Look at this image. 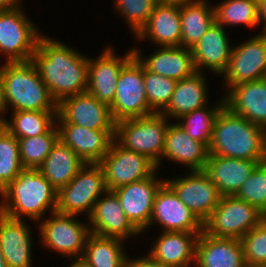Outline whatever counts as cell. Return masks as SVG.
Instances as JSON below:
<instances>
[{
    "label": "cell",
    "mask_w": 266,
    "mask_h": 267,
    "mask_svg": "<svg viewBox=\"0 0 266 267\" xmlns=\"http://www.w3.org/2000/svg\"><path fill=\"white\" fill-rule=\"evenodd\" d=\"M127 267H168L155 260L150 254L145 258L127 259Z\"/></svg>",
    "instance_id": "42"
},
{
    "label": "cell",
    "mask_w": 266,
    "mask_h": 267,
    "mask_svg": "<svg viewBox=\"0 0 266 267\" xmlns=\"http://www.w3.org/2000/svg\"><path fill=\"white\" fill-rule=\"evenodd\" d=\"M109 107L115 122L154 114L146 97L143 65L135 56L122 67L114 100Z\"/></svg>",
    "instance_id": "7"
},
{
    "label": "cell",
    "mask_w": 266,
    "mask_h": 267,
    "mask_svg": "<svg viewBox=\"0 0 266 267\" xmlns=\"http://www.w3.org/2000/svg\"><path fill=\"white\" fill-rule=\"evenodd\" d=\"M181 46L192 48L215 23L214 7L197 0L180 5Z\"/></svg>",
    "instance_id": "31"
},
{
    "label": "cell",
    "mask_w": 266,
    "mask_h": 267,
    "mask_svg": "<svg viewBox=\"0 0 266 267\" xmlns=\"http://www.w3.org/2000/svg\"><path fill=\"white\" fill-rule=\"evenodd\" d=\"M258 13H259V21L260 24L264 20L265 25H264V30L261 33L266 34V0H258Z\"/></svg>",
    "instance_id": "43"
},
{
    "label": "cell",
    "mask_w": 266,
    "mask_h": 267,
    "mask_svg": "<svg viewBox=\"0 0 266 267\" xmlns=\"http://www.w3.org/2000/svg\"><path fill=\"white\" fill-rule=\"evenodd\" d=\"M41 222L39 231L44 246L61 252L63 256L82 258L90 228L74 219L75 215L53 212Z\"/></svg>",
    "instance_id": "12"
},
{
    "label": "cell",
    "mask_w": 266,
    "mask_h": 267,
    "mask_svg": "<svg viewBox=\"0 0 266 267\" xmlns=\"http://www.w3.org/2000/svg\"><path fill=\"white\" fill-rule=\"evenodd\" d=\"M159 222L164 232H202L203 223L178 198L175 191L165 182L158 190L150 219Z\"/></svg>",
    "instance_id": "16"
},
{
    "label": "cell",
    "mask_w": 266,
    "mask_h": 267,
    "mask_svg": "<svg viewBox=\"0 0 266 267\" xmlns=\"http://www.w3.org/2000/svg\"><path fill=\"white\" fill-rule=\"evenodd\" d=\"M143 78L149 108L154 113H161L168 106L177 81L152 73L144 66Z\"/></svg>",
    "instance_id": "38"
},
{
    "label": "cell",
    "mask_w": 266,
    "mask_h": 267,
    "mask_svg": "<svg viewBox=\"0 0 266 267\" xmlns=\"http://www.w3.org/2000/svg\"><path fill=\"white\" fill-rule=\"evenodd\" d=\"M104 197L95 202L88 218L92 224L90 233L120 240L140 234L141 232L125 215L116 194L107 190Z\"/></svg>",
    "instance_id": "19"
},
{
    "label": "cell",
    "mask_w": 266,
    "mask_h": 267,
    "mask_svg": "<svg viewBox=\"0 0 266 267\" xmlns=\"http://www.w3.org/2000/svg\"><path fill=\"white\" fill-rule=\"evenodd\" d=\"M259 161L209 155L204 172L217 186L221 196H235Z\"/></svg>",
    "instance_id": "21"
},
{
    "label": "cell",
    "mask_w": 266,
    "mask_h": 267,
    "mask_svg": "<svg viewBox=\"0 0 266 267\" xmlns=\"http://www.w3.org/2000/svg\"><path fill=\"white\" fill-rule=\"evenodd\" d=\"M158 3H162V4H178V5H182V4H186V3H191L197 0H157Z\"/></svg>",
    "instance_id": "45"
},
{
    "label": "cell",
    "mask_w": 266,
    "mask_h": 267,
    "mask_svg": "<svg viewBox=\"0 0 266 267\" xmlns=\"http://www.w3.org/2000/svg\"><path fill=\"white\" fill-rule=\"evenodd\" d=\"M134 56L133 50L117 58L108 47L96 60H88L87 92L110 106L114 100L116 85L122 67Z\"/></svg>",
    "instance_id": "17"
},
{
    "label": "cell",
    "mask_w": 266,
    "mask_h": 267,
    "mask_svg": "<svg viewBox=\"0 0 266 267\" xmlns=\"http://www.w3.org/2000/svg\"><path fill=\"white\" fill-rule=\"evenodd\" d=\"M84 164L68 145L58 139L38 169L58 192L73 180Z\"/></svg>",
    "instance_id": "29"
},
{
    "label": "cell",
    "mask_w": 266,
    "mask_h": 267,
    "mask_svg": "<svg viewBox=\"0 0 266 267\" xmlns=\"http://www.w3.org/2000/svg\"><path fill=\"white\" fill-rule=\"evenodd\" d=\"M264 218L262 212L244 200L236 196H222L218 206L203 223V231L213 237L240 240Z\"/></svg>",
    "instance_id": "6"
},
{
    "label": "cell",
    "mask_w": 266,
    "mask_h": 267,
    "mask_svg": "<svg viewBox=\"0 0 266 267\" xmlns=\"http://www.w3.org/2000/svg\"><path fill=\"white\" fill-rule=\"evenodd\" d=\"M116 10L126 18L130 28L137 35L147 24L151 13L158 4L157 0H115Z\"/></svg>",
    "instance_id": "40"
},
{
    "label": "cell",
    "mask_w": 266,
    "mask_h": 267,
    "mask_svg": "<svg viewBox=\"0 0 266 267\" xmlns=\"http://www.w3.org/2000/svg\"><path fill=\"white\" fill-rule=\"evenodd\" d=\"M31 235L22 219L0 211V249L8 267H31Z\"/></svg>",
    "instance_id": "24"
},
{
    "label": "cell",
    "mask_w": 266,
    "mask_h": 267,
    "mask_svg": "<svg viewBox=\"0 0 266 267\" xmlns=\"http://www.w3.org/2000/svg\"><path fill=\"white\" fill-rule=\"evenodd\" d=\"M216 108L208 110L206 106L196 109L179 118L178 124L186 131L191 139L204 143L208 148L212 141L215 118L220 109L225 105V100Z\"/></svg>",
    "instance_id": "37"
},
{
    "label": "cell",
    "mask_w": 266,
    "mask_h": 267,
    "mask_svg": "<svg viewBox=\"0 0 266 267\" xmlns=\"http://www.w3.org/2000/svg\"><path fill=\"white\" fill-rule=\"evenodd\" d=\"M266 215V166L259 163L235 195Z\"/></svg>",
    "instance_id": "39"
},
{
    "label": "cell",
    "mask_w": 266,
    "mask_h": 267,
    "mask_svg": "<svg viewBox=\"0 0 266 267\" xmlns=\"http://www.w3.org/2000/svg\"><path fill=\"white\" fill-rule=\"evenodd\" d=\"M104 172L108 191L151 177L157 170L156 164L147 156L124 149L116 140L106 156L98 163Z\"/></svg>",
    "instance_id": "10"
},
{
    "label": "cell",
    "mask_w": 266,
    "mask_h": 267,
    "mask_svg": "<svg viewBox=\"0 0 266 267\" xmlns=\"http://www.w3.org/2000/svg\"><path fill=\"white\" fill-rule=\"evenodd\" d=\"M154 176L155 174L147 179L118 187L113 191L125 215L140 232L150 226L155 196L166 182L165 180L159 181Z\"/></svg>",
    "instance_id": "15"
},
{
    "label": "cell",
    "mask_w": 266,
    "mask_h": 267,
    "mask_svg": "<svg viewBox=\"0 0 266 267\" xmlns=\"http://www.w3.org/2000/svg\"><path fill=\"white\" fill-rule=\"evenodd\" d=\"M23 169L18 139L0 123V193Z\"/></svg>",
    "instance_id": "36"
},
{
    "label": "cell",
    "mask_w": 266,
    "mask_h": 267,
    "mask_svg": "<svg viewBox=\"0 0 266 267\" xmlns=\"http://www.w3.org/2000/svg\"><path fill=\"white\" fill-rule=\"evenodd\" d=\"M240 242L245 263L266 265V218L245 234Z\"/></svg>",
    "instance_id": "41"
},
{
    "label": "cell",
    "mask_w": 266,
    "mask_h": 267,
    "mask_svg": "<svg viewBox=\"0 0 266 267\" xmlns=\"http://www.w3.org/2000/svg\"><path fill=\"white\" fill-rule=\"evenodd\" d=\"M0 68L2 112L10 104L14 111H57V102L39 77L31 60L7 62Z\"/></svg>",
    "instance_id": "3"
},
{
    "label": "cell",
    "mask_w": 266,
    "mask_h": 267,
    "mask_svg": "<svg viewBox=\"0 0 266 267\" xmlns=\"http://www.w3.org/2000/svg\"><path fill=\"white\" fill-rule=\"evenodd\" d=\"M224 74V80L232 86L263 79L266 76V34L261 33L233 47Z\"/></svg>",
    "instance_id": "13"
},
{
    "label": "cell",
    "mask_w": 266,
    "mask_h": 267,
    "mask_svg": "<svg viewBox=\"0 0 266 267\" xmlns=\"http://www.w3.org/2000/svg\"><path fill=\"white\" fill-rule=\"evenodd\" d=\"M139 52L133 49L134 56L146 70L166 78L180 81L196 72L190 48L183 46L161 47V49L157 52L155 51L153 55L144 60Z\"/></svg>",
    "instance_id": "23"
},
{
    "label": "cell",
    "mask_w": 266,
    "mask_h": 267,
    "mask_svg": "<svg viewBox=\"0 0 266 267\" xmlns=\"http://www.w3.org/2000/svg\"><path fill=\"white\" fill-rule=\"evenodd\" d=\"M57 193L39 169L24 168L0 193L4 199L0 211L15 219L25 215L39 220L47 208H51V213L56 211Z\"/></svg>",
    "instance_id": "4"
},
{
    "label": "cell",
    "mask_w": 266,
    "mask_h": 267,
    "mask_svg": "<svg viewBox=\"0 0 266 267\" xmlns=\"http://www.w3.org/2000/svg\"><path fill=\"white\" fill-rule=\"evenodd\" d=\"M168 126L161 113L125 119L116 122L114 138L124 149L147 156L158 168Z\"/></svg>",
    "instance_id": "5"
},
{
    "label": "cell",
    "mask_w": 266,
    "mask_h": 267,
    "mask_svg": "<svg viewBox=\"0 0 266 267\" xmlns=\"http://www.w3.org/2000/svg\"><path fill=\"white\" fill-rule=\"evenodd\" d=\"M0 267H8L6 260L4 259V256L0 249Z\"/></svg>",
    "instance_id": "47"
},
{
    "label": "cell",
    "mask_w": 266,
    "mask_h": 267,
    "mask_svg": "<svg viewBox=\"0 0 266 267\" xmlns=\"http://www.w3.org/2000/svg\"><path fill=\"white\" fill-rule=\"evenodd\" d=\"M195 263L198 267H243L240 240L213 237L202 231L197 239Z\"/></svg>",
    "instance_id": "22"
},
{
    "label": "cell",
    "mask_w": 266,
    "mask_h": 267,
    "mask_svg": "<svg viewBox=\"0 0 266 267\" xmlns=\"http://www.w3.org/2000/svg\"><path fill=\"white\" fill-rule=\"evenodd\" d=\"M209 155L263 163L266 159V129L233 113L224 105L214 121Z\"/></svg>",
    "instance_id": "2"
},
{
    "label": "cell",
    "mask_w": 266,
    "mask_h": 267,
    "mask_svg": "<svg viewBox=\"0 0 266 267\" xmlns=\"http://www.w3.org/2000/svg\"><path fill=\"white\" fill-rule=\"evenodd\" d=\"M200 73L195 72L192 76L177 81L168 106L161 112L167 120L169 116L180 118L207 104V87Z\"/></svg>",
    "instance_id": "30"
},
{
    "label": "cell",
    "mask_w": 266,
    "mask_h": 267,
    "mask_svg": "<svg viewBox=\"0 0 266 267\" xmlns=\"http://www.w3.org/2000/svg\"><path fill=\"white\" fill-rule=\"evenodd\" d=\"M88 58L59 41L41 36L31 58L57 104L87 91Z\"/></svg>",
    "instance_id": "1"
},
{
    "label": "cell",
    "mask_w": 266,
    "mask_h": 267,
    "mask_svg": "<svg viewBox=\"0 0 266 267\" xmlns=\"http://www.w3.org/2000/svg\"><path fill=\"white\" fill-rule=\"evenodd\" d=\"M70 267H90L83 259L77 258Z\"/></svg>",
    "instance_id": "46"
},
{
    "label": "cell",
    "mask_w": 266,
    "mask_h": 267,
    "mask_svg": "<svg viewBox=\"0 0 266 267\" xmlns=\"http://www.w3.org/2000/svg\"><path fill=\"white\" fill-rule=\"evenodd\" d=\"M243 267H266V265L248 264L245 263Z\"/></svg>",
    "instance_id": "48"
},
{
    "label": "cell",
    "mask_w": 266,
    "mask_h": 267,
    "mask_svg": "<svg viewBox=\"0 0 266 267\" xmlns=\"http://www.w3.org/2000/svg\"><path fill=\"white\" fill-rule=\"evenodd\" d=\"M178 198L204 223L221 199L217 186L204 171H191L184 178L166 180Z\"/></svg>",
    "instance_id": "14"
},
{
    "label": "cell",
    "mask_w": 266,
    "mask_h": 267,
    "mask_svg": "<svg viewBox=\"0 0 266 267\" xmlns=\"http://www.w3.org/2000/svg\"><path fill=\"white\" fill-rule=\"evenodd\" d=\"M122 242L123 240L117 238L90 233L81 259L90 267H127Z\"/></svg>",
    "instance_id": "32"
},
{
    "label": "cell",
    "mask_w": 266,
    "mask_h": 267,
    "mask_svg": "<svg viewBox=\"0 0 266 267\" xmlns=\"http://www.w3.org/2000/svg\"><path fill=\"white\" fill-rule=\"evenodd\" d=\"M19 1L20 0H0V10L19 8Z\"/></svg>",
    "instance_id": "44"
},
{
    "label": "cell",
    "mask_w": 266,
    "mask_h": 267,
    "mask_svg": "<svg viewBox=\"0 0 266 267\" xmlns=\"http://www.w3.org/2000/svg\"><path fill=\"white\" fill-rule=\"evenodd\" d=\"M57 111H13L12 120L0 123L17 139L48 133L56 124Z\"/></svg>",
    "instance_id": "33"
},
{
    "label": "cell",
    "mask_w": 266,
    "mask_h": 267,
    "mask_svg": "<svg viewBox=\"0 0 266 267\" xmlns=\"http://www.w3.org/2000/svg\"><path fill=\"white\" fill-rule=\"evenodd\" d=\"M162 156L190 167L191 171H204L209 157V148L191 139L178 124H170L166 130Z\"/></svg>",
    "instance_id": "26"
},
{
    "label": "cell",
    "mask_w": 266,
    "mask_h": 267,
    "mask_svg": "<svg viewBox=\"0 0 266 267\" xmlns=\"http://www.w3.org/2000/svg\"><path fill=\"white\" fill-rule=\"evenodd\" d=\"M57 128L59 139L85 164H98L115 140V131L93 130L75 124H58Z\"/></svg>",
    "instance_id": "18"
},
{
    "label": "cell",
    "mask_w": 266,
    "mask_h": 267,
    "mask_svg": "<svg viewBox=\"0 0 266 267\" xmlns=\"http://www.w3.org/2000/svg\"><path fill=\"white\" fill-rule=\"evenodd\" d=\"M19 8L0 10V52L7 62L31 60L41 37Z\"/></svg>",
    "instance_id": "9"
},
{
    "label": "cell",
    "mask_w": 266,
    "mask_h": 267,
    "mask_svg": "<svg viewBox=\"0 0 266 267\" xmlns=\"http://www.w3.org/2000/svg\"><path fill=\"white\" fill-rule=\"evenodd\" d=\"M59 139L57 125L48 133L18 139L20 160L24 168L38 169Z\"/></svg>",
    "instance_id": "35"
},
{
    "label": "cell",
    "mask_w": 266,
    "mask_h": 267,
    "mask_svg": "<svg viewBox=\"0 0 266 267\" xmlns=\"http://www.w3.org/2000/svg\"><path fill=\"white\" fill-rule=\"evenodd\" d=\"M59 124H75L88 129L115 131L110 107L86 92L69 96L57 105Z\"/></svg>",
    "instance_id": "11"
},
{
    "label": "cell",
    "mask_w": 266,
    "mask_h": 267,
    "mask_svg": "<svg viewBox=\"0 0 266 267\" xmlns=\"http://www.w3.org/2000/svg\"><path fill=\"white\" fill-rule=\"evenodd\" d=\"M136 36L139 40L150 38L160 47L181 46L180 5L158 3Z\"/></svg>",
    "instance_id": "28"
},
{
    "label": "cell",
    "mask_w": 266,
    "mask_h": 267,
    "mask_svg": "<svg viewBox=\"0 0 266 267\" xmlns=\"http://www.w3.org/2000/svg\"><path fill=\"white\" fill-rule=\"evenodd\" d=\"M191 52L196 72H200V67L204 66L222 75L232 53L223 26L214 23L193 45Z\"/></svg>",
    "instance_id": "25"
},
{
    "label": "cell",
    "mask_w": 266,
    "mask_h": 267,
    "mask_svg": "<svg viewBox=\"0 0 266 267\" xmlns=\"http://www.w3.org/2000/svg\"><path fill=\"white\" fill-rule=\"evenodd\" d=\"M201 232H164L149 253L168 267H191L195 261L196 243Z\"/></svg>",
    "instance_id": "27"
},
{
    "label": "cell",
    "mask_w": 266,
    "mask_h": 267,
    "mask_svg": "<svg viewBox=\"0 0 266 267\" xmlns=\"http://www.w3.org/2000/svg\"><path fill=\"white\" fill-rule=\"evenodd\" d=\"M215 23L218 25L246 24L255 27L260 23L258 0H226L214 6Z\"/></svg>",
    "instance_id": "34"
},
{
    "label": "cell",
    "mask_w": 266,
    "mask_h": 267,
    "mask_svg": "<svg viewBox=\"0 0 266 267\" xmlns=\"http://www.w3.org/2000/svg\"><path fill=\"white\" fill-rule=\"evenodd\" d=\"M224 98L225 105L253 124L266 129V79L232 86Z\"/></svg>",
    "instance_id": "20"
},
{
    "label": "cell",
    "mask_w": 266,
    "mask_h": 267,
    "mask_svg": "<svg viewBox=\"0 0 266 267\" xmlns=\"http://www.w3.org/2000/svg\"><path fill=\"white\" fill-rule=\"evenodd\" d=\"M107 191L104 172L99 164H84L76 176L57 193V212L77 216L88 211L90 216L95 202Z\"/></svg>",
    "instance_id": "8"
},
{
    "label": "cell",
    "mask_w": 266,
    "mask_h": 267,
    "mask_svg": "<svg viewBox=\"0 0 266 267\" xmlns=\"http://www.w3.org/2000/svg\"><path fill=\"white\" fill-rule=\"evenodd\" d=\"M1 112H2V108H1V90H0V114H1ZM1 117H0V121H1Z\"/></svg>",
    "instance_id": "49"
}]
</instances>
